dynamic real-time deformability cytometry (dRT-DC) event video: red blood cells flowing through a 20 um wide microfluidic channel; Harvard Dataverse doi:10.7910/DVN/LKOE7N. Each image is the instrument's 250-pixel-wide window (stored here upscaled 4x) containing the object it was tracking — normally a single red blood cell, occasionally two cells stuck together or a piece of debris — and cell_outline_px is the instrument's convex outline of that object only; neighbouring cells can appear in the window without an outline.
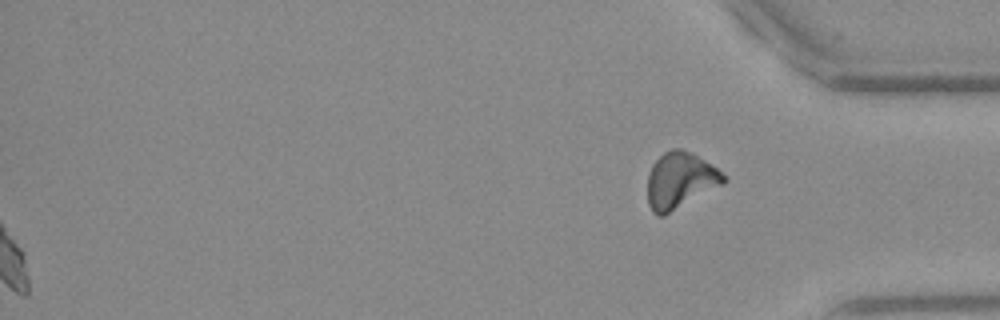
{"species": "Egyptian fruit bat (a non-hibernating species)", "species_latin": "Rousettus aegyptiacus", "temperature_condition": "warm", "stored_images_in_passage": 44, "camera_frame_rate_fps": 3000, "um_per_image_px": 0.085, "frame": {"image": 1, "passage_image": 44, "time_ms": 14.333, "image_size_px": [1000, 320], "cell_outline_px": [[728, 180], [724, 184], [664, 216], [656, 216], [652, 212], [648, 204], [648, 172], [652, 164], [664, 152], [672, 148], [680, 148], [692, 152], [716, 168]], "centroid_in_image_um": [57.79, 15.35], "position_along_channel_um": 377.4, "area_um2": 25.03}, "authors_computed_cell_mechanics": {"area_um2": 21.0392, "velocity_mm_per_s": 3.9901, "shape_relaxation_time_tau1_ms": null, "shape_relaxation_time_tau2_ms": 1.8371, "deformation_change_tau1": null, "deformation_change_tau2": 0.0881}}